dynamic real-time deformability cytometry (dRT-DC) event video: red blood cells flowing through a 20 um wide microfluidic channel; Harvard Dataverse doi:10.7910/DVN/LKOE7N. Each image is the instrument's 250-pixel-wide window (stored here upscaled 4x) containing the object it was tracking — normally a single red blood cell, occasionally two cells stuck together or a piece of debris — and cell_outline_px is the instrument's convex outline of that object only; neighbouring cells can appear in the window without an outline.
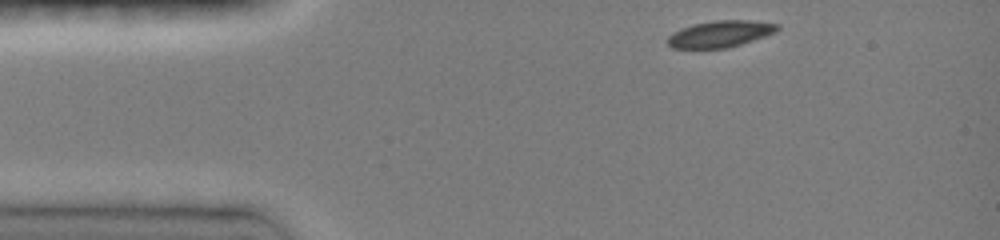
{"species": "common noctule bat (a hibernating species)", "species_latin": "Nyctalus noctula", "temperature_condition": "room temperature", "stored_images_in_passage": 36, "camera_frame_rate_fps": 3000, "um_per_image_px": 0.085, "animal": {"sex": "female", "body_mass_g": 19.0, "forearm_length_mm": 51.5}, "frame": {"image": 1, "passage_image": 1, "time_ms": 0.0, "image_size_px": [1000, 240], "cell_outline_px": [[780, 28], [776, 32], [728, 48], [672, 48], [668, 44], [668, 36], [672, 32], [680, 28], [692, 24], [716, 20], [748, 20], [780, 24]], "centroid_in_image_um": [61.2, 2.87], "position_along_channel_um": 23.8, "area_um2": 16.99}}
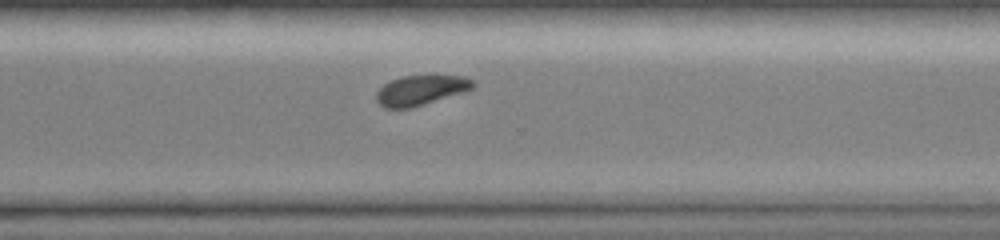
{"frame": {"image": 2, "passage_image": 28, "time_ms": 9.0, "image_size_px": [1000, 240], "cell_outline_px": [[476, 84], [472, 88], [464, 92], [408, 108], [384, 108], [376, 100], [376, 92], [384, 84], [400, 76], [464, 76], [472, 80]], "centroid_in_image_um": [35.75, 7.66], "position_along_channel_um": 334.9, "area_um2": 16.53}}
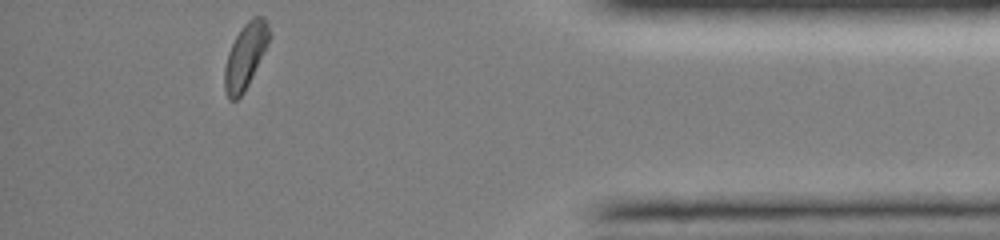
{"frame": {"image": 3, "passage_image": 36, "time_ms": 11.667, "image_size_px": [1000, 240], "cell_outline_px": [[272, 36], [244, 92], [236, 100], [228, 100], [224, 88], [224, 68], [228, 52], [236, 36], [244, 24], [252, 16], [264, 16], [272, 32]], "centroid_in_image_um": [20.87, 4.73], "position_along_channel_um": 414.3, "area_um2": 17.05}, "authors_computed_cell_mechanics": {"area_um2": 17.7157, "velocity_mm_per_s": 4.0799, "shape_relaxation_time_tau1_ms": 1.9615, "shape_relaxation_time_tau2_ms": null, "deformation_change_tau1": 0.0979, "deformation_change_tau2": null}}